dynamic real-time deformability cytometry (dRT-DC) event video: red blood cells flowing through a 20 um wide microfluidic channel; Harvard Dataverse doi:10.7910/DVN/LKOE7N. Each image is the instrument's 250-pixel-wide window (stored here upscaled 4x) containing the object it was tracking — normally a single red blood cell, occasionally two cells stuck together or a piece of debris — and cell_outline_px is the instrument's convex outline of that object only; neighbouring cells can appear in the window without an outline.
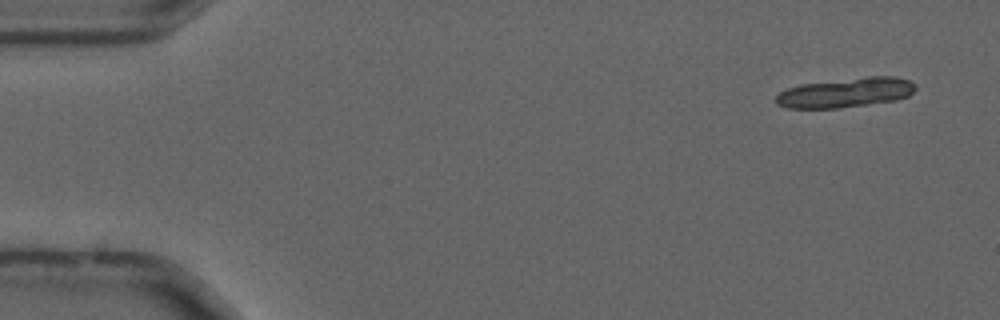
{"species": "common noctule bat (a hibernating species)", "species_latin": "Nyctalus noctula", "temperature_condition": "cold", "stored_images_in_passage": 18, "camera_frame_rate_fps": 3000, "um_per_image_px": 0.085, "animal": {"sex": "male", "forearm_length_mm": 52.5}, "frame": {"image": 1, "passage_image": 3, "time_ms": 0.667, "image_size_px": [1000, 320], "cell_outline_px": [[916, 88], [908, 96], [896, 100], [840, 108], [788, 108], [776, 104], [776, 96], [780, 92], [788, 88], [800, 84], [868, 76], [896, 76], [908, 80], [916, 84]], "centroid_in_image_um": [71.89, 7.86], "position_along_channel_um": 13.1, "area_um2": 24.1}}